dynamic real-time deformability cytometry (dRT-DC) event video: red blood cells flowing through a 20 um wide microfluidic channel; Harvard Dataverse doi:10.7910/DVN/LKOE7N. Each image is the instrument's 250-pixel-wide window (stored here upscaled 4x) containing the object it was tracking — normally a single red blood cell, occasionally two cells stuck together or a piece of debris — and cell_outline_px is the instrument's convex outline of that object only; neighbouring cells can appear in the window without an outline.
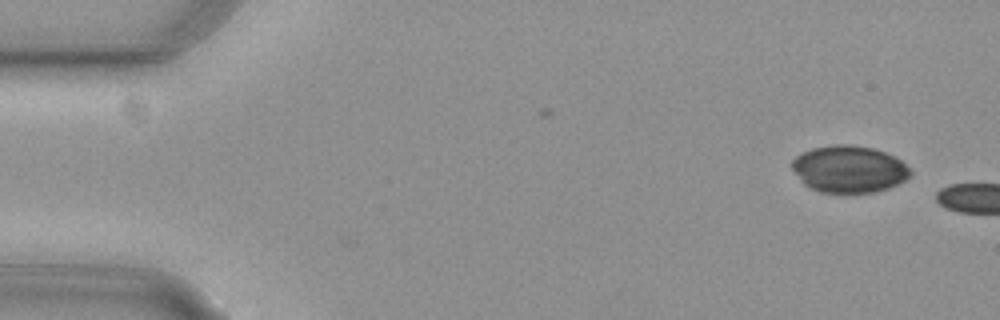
{"species": "common noctule bat (a hibernating species)", "species_latin": "Nyctalus noctula", "temperature_condition": "cold", "stored_images_in_passage": 7, "camera_frame_rate_fps": 3000, "um_per_image_px": 0.085, "animal": {"sex": "female", "body_mass_g": 29.2, "forearm_length_mm": 56.3}, "frame": {"image": 1, "passage_image": 3, "time_ms": 0.667, "image_size_px": [1000, 320], "cell_outline_px": [[912, 172], [904, 180], [888, 188], [876, 192], [820, 192], [808, 188], [800, 180], [792, 168], [792, 160], [796, 156], [812, 148], [836, 144], [848, 144], [872, 148], [884, 152], [900, 160]], "centroid_in_image_um": [72.13, 14.37], "position_along_channel_um": 12.9, "area_um2": 32.08}}